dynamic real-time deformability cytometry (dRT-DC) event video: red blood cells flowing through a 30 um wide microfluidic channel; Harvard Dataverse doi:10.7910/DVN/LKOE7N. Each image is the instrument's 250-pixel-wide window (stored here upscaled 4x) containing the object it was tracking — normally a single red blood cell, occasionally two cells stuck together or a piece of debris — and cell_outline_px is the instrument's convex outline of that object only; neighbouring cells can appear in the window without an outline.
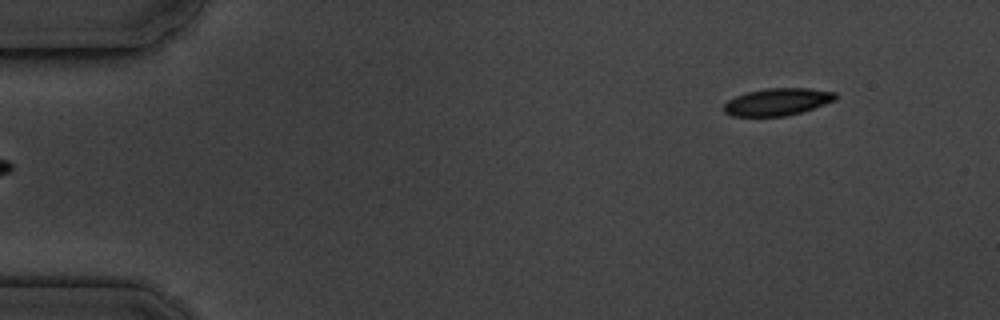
{"species": "common noctule bat (a hibernating species)", "species_latin": "Nyctalus noctula", "temperature_condition": "cold", "stored_images_in_passage": 4, "camera_frame_rate_fps": 3000, "um_per_image_px": 0.085, "animal": {"sex": "male", "body_mass_g": 19.5, "forearm_length_mm": 54.6}, "frame": {"image": 1, "passage_image": 4, "time_ms": 4.333, "image_size_px": [1000, 320], "cell_outline_px": [[836, 100], [800, 112], [784, 116], [732, 116], [724, 112], [724, 104], [728, 100], [736, 96], [748, 92], [768, 88], [808, 88], [836, 92]], "centroid_in_image_um": [66.07, 8.65], "position_along_channel_um": 18.9, "area_um2": 17.51}}